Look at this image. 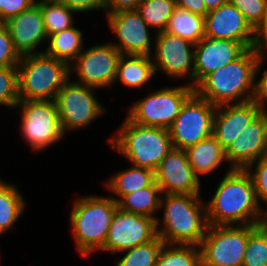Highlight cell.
Instances as JSON below:
<instances>
[{
  "instance_id": "20",
  "label": "cell",
  "mask_w": 267,
  "mask_h": 266,
  "mask_svg": "<svg viewBox=\"0 0 267 266\" xmlns=\"http://www.w3.org/2000/svg\"><path fill=\"white\" fill-rule=\"evenodd\" d=\"M261 112L253 100L217 106L213 120V136L226 151L241 131Z\"/></svg>"
},
{
  "instance_id": "38",
  "label": "cell",
  "mask_w": 267,
  "mask_h": 266,
  "mask_svg": "<svg viewBox=\"0 0 267 266\" xmlns=\"http://www.w3.org/2000/svg\"><path fill=\"white\" fill-rule=\"evenodd\" d=\"M36 0H0V23L36 4Z\"/></svg>"
},
{
  "instance_id": "1",
  "label": "cell",
  "mask_w": 267,
  "mask_h": 266,
  "mask_svg": "<svg viewBox=\"0 0 267 266\" xmlns=\"http://www.w3.org/2000/svg\"><path fill=\"white\" fill-rule=\"evenodd\" d=\"M205 204L210 226L259 225L263 217L252 178L246 169L230 168L212 199Z\"/></svg>"
},
{
  "instance_id": "28",
  "label": "cell",
  "mask_w": 267,
  "mask_h": 266,
  "mask_svg": "<svg viewBox=\"0 0 267 266\" xmlns=\"http://www.w3.org/2000/svg\"><path fill=\"white\" fill-rule=\"evenodd\" d=\"M21 193L0 179V234H4L23 214L26 207Z\"/></svg>"
},
{
  "instance_id": "39",
  "label": "cell",
  "mask_w": 267,
  "mask_h": 266,
  "mask_svg": "<svg viewBox=\"0 0 267 266\" xmlns=\"http://www.w3.org/2000/svg\"><path fill=\"white\" fill-rule=\"evenodd\" d=\"M69 8L76 12H87L90 10L106 9L108 6V0H60Z\"/></svg>"
},
{
  "instance_id": "32",
  "label": "cell",
  "mask_w": 267,
  "mask_h": 266,
  "mask_svg": "<svg viewBox=\"0 0 267 266\" xmlns=\"http://www.w3.org/2000/svg\"><path fill=\"white\" fill-rule=\"evenodd\" d=\"M165 242L157 235L152 241L124 250L116 266H155Z\"/></svg>"
},
{
  "instance_id": "26",
  "label": "cell",
  "mask_w": 267,
  "mask_h": 266,
  "mask_svg": "<svg viewBox=\"0 0 267 266\" xmlns=\"http://www.w3.org/2000/svg\"><path fill=\"white\" fill-rule=\"evenodd\" d=\"M82 34L74 26L56 32L48 37L50 44L44 52L70 66V62H73L83 50Z\"/></svg>"
},
{
  "instance_id": "35",
  "label": "cell",
  "mask_w": 267,
  "mask_h": 266,
  "mask_svg": "<svg viewBox=\"0 0 267 266\" xmlns=\"http://www.w3.org/2000/svg\"><path fill=\"white\" fill-rule=\"evenodd\" d=\"M245 17L250 26L257 31L267 16V0H229Z\"/></svg>"
},
{
  "instance_id": "14",
  "label": "cell",
  "mask_w": 267,
  "mask_h": 266,
  "mask_svg": "<svg viewBox=\"0 0 267 266\" xmlns=\"http://www.w3.org/2000/svg\"><path fill=\"white\" fill-rule=\"evenodd\" d=\"M155 42L152 58L155 71L160 69L173 78L189 76L193 80L190 86L194 88L195 44L165 31L157 32Z\"/></svg>"
},
{
  "instance_id": "25",
  "label": "cell",
  "mask_w": 267,
  "mask_h": 266,
  "mask_svg": "<svg viewBox=\"0 0 267 266\" xmlns=\"http://www.w3.org/2000/svg\"><path fill=\"white\" fill-rule=\"evenodd\" d=\"M154 181L155 175L153 170L132 165V167L116 173L112 179L105 182V186L112 193L120 196L119 199L114 198L118 202L124 195L150 186Z\"/></svg>"
},
{
  "instance_id": "8",
  "label": "cell",
  "mask_w": 267,
  "mask_h": 266,
  "mask_svg": "<svg viewBox=\"0 0 267 266\" xmlns=\"http://www.w3.org/2000/svg\"><path fill=\"white\" fill-rule=\"evenodd\" d=\"M193 93L194 88L189 84L163 88L135 102L127 118L138 125L168 130Z\"/></svg>"
},
{
  "instance_id": "36",
  "label": "cell",
  "mask_w": 267,
  "mask_h": 266,
  "mask_svg": "<svg viewBox=\"0 0 267 266\" xmlns=\"http://www.w3.org/2000/svg\"><path fill=\"white\" fill-rule=\"evenodd\" d=\"M21 57L15 49L7 28L0 23V67L17 66Z\"/></svg>"
},
{
  "instance_id": "15",
  "label": "cell",
  "mask_w": 267,
  "mask_h": 266,
  "mask_svg": "<svg viewBox=\"0 0 267 266\" xmlns=\"http://www.w3.org/2000/svg\"><path fill=\"white\" fill-rule=\"evenodd\" d=\"M164 194H200V180L188 162L185 150L172 148L154 171Z\"/></svg>"
},
{
  "instance_id": "33",
  "label": "cell",
  "mask_w": 267,
  "mask_h": 266,
  "mask_svg": "<svg viewBox=\"0 0 267 266\" xmlns=\"http://www.w3.org/2000/svg\"><path fill=\"white\" fill-rule=\"evenodd\" d=\"M242 266H267V232L260 225L248 237Z\"/></svg>"
},
{
  "instance_id": "19",
  "label": "cell",
  "mask_w": 267,
  "mask_h": 266,
  "mask_svg": "<svg viewBox=\"0 0 267 266\" xmlns=\"http://www.w3.org/2000/svg\"><path fill=\"white\" fill-rule=\"evenodd\" d=\"M194 50L195 87L208 74L239 58L247 48L241 42L204 37Z\"/></svg>"
},
{
  "instance_id": "3",
  "label": "cell",
  "mask_w": 267,
  "mask_h": 266,
  "mask_svg": "<svg viewBox=\"0 0 267 266\" xmlns=\"http://www.w3.org/2000/svg\"><path fill=\"white\" fill-rule=\"evenodd\" d=\"M160 206L164 207V216L157 235L166 244L200 246L208 229L206 204L200 195L164 194ZM164 199V200H163Z\"/></svg>"
},
{
  "instance_id": "17",
  "label": "cell",
  "mask_w": 267,
  "mask_h": 266,
  "mask_svg": "<svg viewBox=\"0 0 267 266\" xmlns=\"http://www.w3.org/2000/svg\"><path fill=\"white\" fill-rule=\"evenodd\" d=\"M205 37L241 42L247 49L255 47L256 31L231 3L209 11L204 17Z\"/></svg>"
},
{
  "instance_id": "21",
  "label": "cell",
  "mask_w": 267,
  "mask_h": 266,
  "mask_svg": "<svg viewBox=\"0 0 267 266\" xmlns=\"http://www.w3.org/2000/svg\"><path fill=\"white\" fill-rule=\"evenodd\" d=\"M3 24L12 38L15 49L21 56L36 53L35 49L39 44L48 39L41 8L37 3L9 18Z\"/></svg>"
},
{
  "instance_id": "41",
  "label": "cell",
  "mask_w": 267,
  "mask_h": 266,
  "mask_svg": "<svg viewBox=\"0 0 267 266\" xmlns=\"http://www.w3.org/2000/svg\"><path fill=\"white\" fill-rule=\"evenodd\" d=\"M141 0H108L107 14L121 11L137 10Z\"/></svg>"
},
{
  "instance_id": "22",
  "label": "cell",
  "mask_w": 267,
  "mask_h": 266,
  "mask_svg": "<svg viewBox=\"0 0 267 266\" xmlns=\"http://www.w3.org/2000/svg\"><path fill=\"white\" fill-rule=\"evenodd\" d=\"M185 152L198 178L199 174L214 171L226 160L225 150L213 135L186 148Z\"/></svg>"
},
{
  "instance_id": "23",
  "label": "cell",
  "mask_w": 267,
  "mask_h": 266,
  "mask_svg": "<svg viewBox=\"0 0 267 266\" xmlns=\"http://www.w3.org/2000/svg\"><path fill=\"white\" fill-rule=\"evenodd\" d=\"M156 73L151 56L121 54L116 80L129 87H142Z\"/></svg>"
},
{
  "instance_id": "24",
  "label": "cell",
  "mask_w": 267,
  "mask_h": 266,
  "mask_svg": "<svg viewBox=\"0 0 267 266\" xmlns=\"http://www.w3.org/2000/svg\"><path fill=\"white\" fill-rule=\"evenodd\" d=\"M162 190L154 181L150 186L124 195L117 203L118 207L126 212L149 216L156 220V225H160L157 217H154L156 210L160 209Z\"/></svg>"
},
{
  "instance_id": "29",
  "label": "cell",
  "mask_w": 267,
  "mask_h": 266,
  "mask_svg": "<svg viewBox=\"0 0 267 266\" xmlns=\"http://www.w3.org/2000/svg\"><path fill=\"white\" fill-rule=\"evenodd\" d=\"M36 3L41 8L47 37L73 26L72 14L76 11L60 0H40Z\"/></svg>"
},
{
  "instance_id": "37",
  "label": "cell",
  "mask_w": 267,
  "mask_h": 266,
  "mask_svg": "<svg viewBox=\"0 0 267 266\" xmlns=\"http://www.w3.org/2000/svg\"><path fill=\"white\" fill-rule=\"evenodd\" d=\"M256 162L253 174L251 170L247 171L252 178L257 202L261 208L259 203L260 200L267 204V156L262 157Z\"/></svg>"
},
{
  "instance_id": "44",
  "label": "cell",
  "mask_w": 267,
  "mask_h": 266,
  "mask_svg": "<svg viewBox=\"0 0 267 266\" xmlns=\"http://www.w3.org/2000/svg\"><path fill=\"white\" fill-rule=\"evenodd\" d=\"M206 8L208 11L219 8L229 2V0H204Z\"/></svg>"
},
{
  "instance_id": "9",
  "label": "cell",
  "mask_w": 267,
  "mask_h": 266,
  "mask_svg": "<svg viewBox=\"0 0 267 266\" xmlns=\"http://www.w3.org/2000/svg\"><path fill=\"white\" fill-rule=\"evenodd\" d=\"M216 108L194 92L168 129L173 148L185 150L213 135Z\"/></svg>"
},
{
  "instance_id": "42",
  "label": "cell",
  "mask_w": 267,
  "mask_h": 266,
  "mask_svg": "<svg viewBox=\"0 0 267 266\" xmlns=\"http://www.w3.org/2000/svg\"><path fill=\"white\" fill-rule=\"evenodd\" d=\"M176 6L191 13L206 16L209 12L206 8L204 0H175Z\"/></svg>"
},
{
  "instance_id": "13",
  "label": "cell",
  "mask_w": 267,
  "mask_h": 266,
  "mask_svg": "<svg viewBox=\"0 0 267 266\" xmlns=\"http://www.w3.org/2000/svg\"><path fill=\"white\" fill-rule=\"evenodd\" d=\"M157 236L156 220L149 216L121 210L113 216L107 239L100 249L106 252H122L152 241Z\"/></svg>"
},
{
  "instance_id": "7",
  "label": "cell",
  "mask_w": 267,
  "mask_h": 266,
  "mask_svg": "<svg viewBox=\"0 0 267 266\" xmlns=\"http://www.w3.org/2000/svg\"><path fill=\"white\" fill-rule=\"evenodd\" d=\"M258 226L209 225L200 244L202 266H242L248 237Z\"/></svg>"
},
{
  "instance_id": "4",
  "label": "cell",
  "mask_w": 267,
  "mask_h": 266,
  "mask_svg": "<svg viewBox=\"0 0 267 266\" xmlns=\"http://www.w3.org/2000/svg\"><path fill=\"white\" fill-rule=\"evenodd\" d=\"M117 208L118 203L112 195L86 196L74 202L70 221L81 255H89L104 246Z\"/></svg>"
},
{
  "instance_id": "46",
  "label": "cell",
  "mask_w": 267,
  "mask_h": 266,
  "mask_svg": "<svg viewBox=\"0 0 267 266\" xmlns=\"http://www.w3.org/2000/svg\"><path fill=\"white\" fill-rule=\"evenodd\" d=\"M263 113L266 115V118H267V110L266 109L263 111Z\"/></svg>"
},
{
  "instance_id": "5",
  "label": "cell",
  "mask_w": 267,
  "mask_h": 266,
  "mask_svg": "<svg viewBox=\"0 0 267 266\" xmlns=\"http://www.w3.org/2000/svg\"><path fill=\"white\" fill-rule=\"evenodd\" d=\"M17 67L19 100H55L70 78L69 65L44 51L22 56Z\"/></svg>"
},
{
  "instance_id": "6",
  "label": "cell",
  "mask_w": 267,
  "mask_h": 266,
  "mask_svg": "<svg viewBox=\"0 0 267 266\" xmlns=\"http://www.w3.org/2000/svg\"><path fill=\"white\" fill-rule=\"evenodd\" d=\"M121 126L110 143L134 166L155 171L173 148L167 129L138 125L127 117Z\"/></svg>"
},
{
  "instance_id": "45",
  "label": "cell",
  "mask_w": 267,
  "mask_h": 266,
  "mask_svg": "<svg viewBox=\"0 0 267 266\" xmlns=\"http://www.w3.org/2000/svg\"><path fill=\"white\" fill-rule=\"evenodd\" d=\"M266 232H267V210L264 213V218H261L260 224H259Z\"/></svg>"
},
{
  "instance_id": "31",
  "label": "cell",
  "mask_w": 267,
  "mask_h": 266,
  "mask_svg": "<svg viewBox=\"0 0 267 266\" xmlns=\"http://www.w3.org/2000/svg\"><path fill=\"white\" fill-rule=\"evenodd\" d=\"M174 246V244L173 247L172 244H164L155 266H202L200 246L181 244Z\"/></svg>"
},
{
  "instance_id": "40",
  "label": "cell",
  "mask_w": 267,
  "mask_h": 266,
  "mask_svg": "<svg viewBox=\"0 0 267 266\" xmlns=\"http://www.w3.org/2000/svg\"><path fill=\"white\" fill-rule=\"evenodd\" d=\"M262 77L258 82H255V91L253 101L260 107L262 111L266 108L267 101V70L262 73Z\"/></svg>"
},
{
  "instance_id": "16",
  "label": "cell",
  "mask_w": 267,
  "mask_h": 266,
  "mask_svg": "<svg viewBox=\"0 0 267 266\" xmlns=\"http://www.w3.org/2000/svg\"><path fill=\"white\" fill-rule=\"evenodd\" d=\"M225 156L230 168L246 170L267 156V118L263 111L234 139Z\"/></svg>"
},
{
  "instance_id": "27",
  "label": "cell",
  "mask_w": 267,
  "mask_h": 266,
  "mask_svg": "<svg viewBox=\"0 0 267 266\" xmlns=\"http://www.w3.org/2000/svg\"><path fill=\"white\" fill-rule=\"evenodd\" d=\"M164 31L196 44L205 37L204 16L176 7Z\"/></svg>"
},
{
  "instance_id": "12",
  "label": "cell",
  "mask_w": 267,
  "mask_h": 266,
  "mask_svg": "<svg viewBox=\"0 0 267 266\" xmlns=\"http://www.w3.org/2000/svg\"><path fill=\"white\" fill-rule=\"evenodd\" d=\"M121 53L111 43L83 50L69 66L70 74L76 71L80 84L94 88L108 87L115 82Z\"/></svg>"
},
{
  "instance_id": "10",
  "label": "cell",
  "mask_w": 267,
  "mask_h": 266,
  "mask_svg": "<svg viewBox=\"0 0 267 266\" xmlns=\"http://www.w3.org/2000/svg\"><path fill=\"white\" fill-rule=\"evenodd\" d=\"M18 106L22 135L33 150L40 151L64 136L55 100H19Z\"/></svg>"
},
{
  "instance_id": "30",
  "label": "cell",
  "mask_w": 267,
  "mask_h": 266,
  "mask_svg": "<svg viewBox=\"0 0 267 266\" xmlns=\"http://www.w3.org/2000/svg\"><path fill=\"white\" fill-rule=\"evenodd\" d=\"M175 0H141L137 11L142 19L157 32L164 31L168 25L169 18L176 8Z\"/></svg>"
},
{
  "instance_id": "11",
  "label": "cell",
  "mask_w": 267,
  "mask_h": 266,
  "mask_svg": "<svg viewBox=\"0 0 267 266\" xmlns=\"http://www.w3.org/2000/svg\"><path fill=\"white\" fill-rule=\"evenodd\" d=\"M95 88L68 79L55 99L62 131L88 126L105 109L94 96ZM104 111V112H103Z\"/></svg>"
},
{
  "instance_id": "2",
  "label": "cell",
  "mask_w": 267,
  "mask_h": 266,
  "mask_svg": "<svg viewBox=\"0 0 267 266\" xmlns=\"http://www.w3.org/2000/svg\"><path fill=\"white\" fill-rule=\"evenodd\" d=\"M265 57L255 47L249 48L236 60L205 76L194 92L216 107L252 101L255 78Z\"/></svg>"
},
{
  "instance_id": "43",
  "label": "cell",
  "mask_w": 267,
  "mask_h": 266,
  "mask_svg": "<svg viewBox=\"0 0 267 266\" xmlns=\"http://www.w3.org/2000/svg\"><path fill=\"white\" fill-rule=\"evenodd\" d=\"M255 48L261 53V55L266 56L264 54L267 50V16L263 22V24L256 31V44Z\"/></svg>"
},
{
  "instance_id": "18",
  "label": "cell",
  "mask_w": 267,
  "mask_h": 266,
  "mask_svg": "<svg viewBox=\"0 0 267 266\" xmlns=\"http://www.w3.org/2000/svg\"><path fill=\"white\" fill-rule=\"evenodd\" d=\"M108 24L120 43H112L121 54L151 55L148 25L137 10L107 14Z\"/></svg>"
},
{
  "instance_id": "34",
  "label": "cell",
  "mask_w": 267,
  "mask_h": 266,
  "mask_svg": "<svg viewBox=\"0 0 267 266\" xmlns=\"http://www.w3.org/2000/svg\"><path fill=\"white\" fill-rule=\"evenodd\" d=\"M19 102L18 67H0V104L16 107Z\"/></svg>"
}]
</instances>
